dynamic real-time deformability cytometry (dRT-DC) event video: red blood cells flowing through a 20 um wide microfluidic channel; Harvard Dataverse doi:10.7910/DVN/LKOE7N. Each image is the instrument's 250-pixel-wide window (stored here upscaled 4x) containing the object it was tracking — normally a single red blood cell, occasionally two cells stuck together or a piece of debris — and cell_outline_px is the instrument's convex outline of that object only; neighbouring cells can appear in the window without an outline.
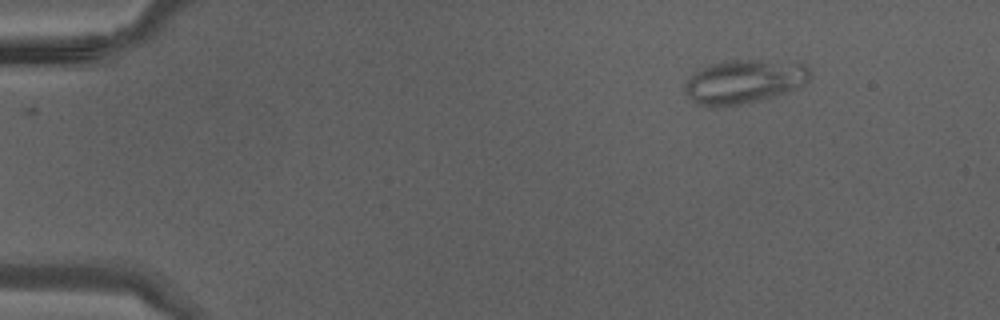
{"species": "Egyptian fruit bat (a non-hibernating species)", "species_latin": "Rousettus aegyptiacus", "temperature_condition": "warm", "stored_images_in_passage": 33, "camera_frame_rate_fps": 3000, "um_per_image_px": 0.085, "animal": {"sex": "male"}, "frame": {"image": 1, "passage_image": 1, "time_ms": 0.0, "image_size_px": [1000, 320], "cell_outline_px": [[808, 80], [804, 84], [796, 88], [748, 104], [720, 108], [708, 108], [696, 104], [684, 92], [684, 84], [696, 72], [708, 64], [724, 60], [756, 60], [804, 64], [808, 68]], "centroid_in_image_um": [63.15, 6.97], "position_along_channel_um": 21.8, "area_um2": 32.02}}
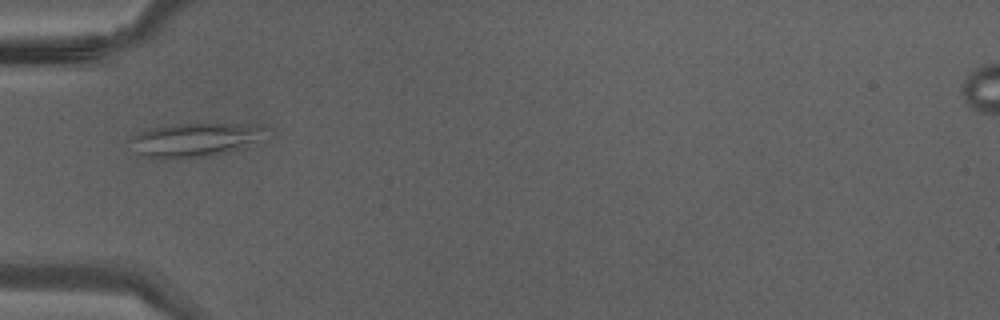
{"frame": {"image": 2, "passage_image": 10, "time_ms": 3.0, "image_size_px": [1000, 320], "cell_outline_px": [[272, 128], [244, 148], [228, 152], [204, 156], [144, 156], [128, 140], [136, 132], [152, 128], [180, 124], [252, 124]], "centroid_in_image_um": [16.64, 11.83], "position_along_channel_um": 68.4, "area_um2": 25.61}}